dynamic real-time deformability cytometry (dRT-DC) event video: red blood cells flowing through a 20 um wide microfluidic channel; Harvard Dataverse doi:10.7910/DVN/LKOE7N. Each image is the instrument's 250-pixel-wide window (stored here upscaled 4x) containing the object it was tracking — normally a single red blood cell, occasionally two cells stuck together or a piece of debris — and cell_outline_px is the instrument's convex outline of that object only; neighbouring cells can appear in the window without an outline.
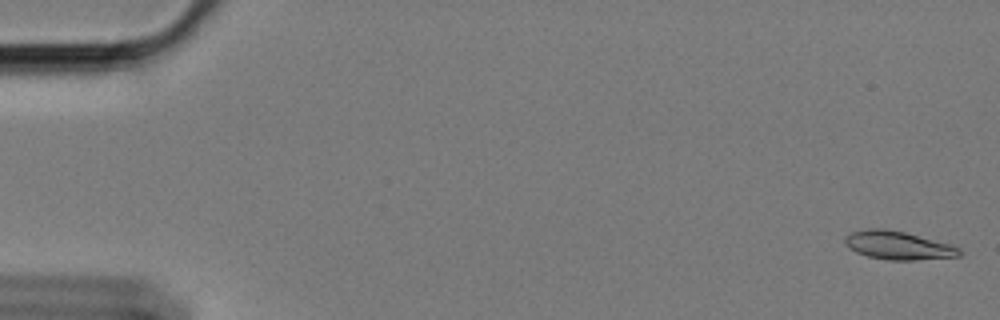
{"species": "Egyptian fruit bat (a non-hibernating species)", "species_latin": "Rousettus aegyptiacus", "temperature_condition": "cold", "stored_images_in_passage": 11, "camera_frame_rate_fps": 3000, "um_per_image_px": 0.085, "animal": {"sex": "female"}, "frame": {"image": 1, "passage_image": 1, "time_ms": 0.0, "image_size_px": [1000, 320], "cell_outline_px": [[960, 256], [916, 260], [888, 260], [868, 256], [856, 252], [844, 244], [844, 236], [852, 232], [868, 228], [884, 228], [904, 232], [948, 244], [960, 248]], "centroid_in_image_um": [76.28, 20.86], "position_along_channel_um": 8.7, "area_um2": 18.73}}